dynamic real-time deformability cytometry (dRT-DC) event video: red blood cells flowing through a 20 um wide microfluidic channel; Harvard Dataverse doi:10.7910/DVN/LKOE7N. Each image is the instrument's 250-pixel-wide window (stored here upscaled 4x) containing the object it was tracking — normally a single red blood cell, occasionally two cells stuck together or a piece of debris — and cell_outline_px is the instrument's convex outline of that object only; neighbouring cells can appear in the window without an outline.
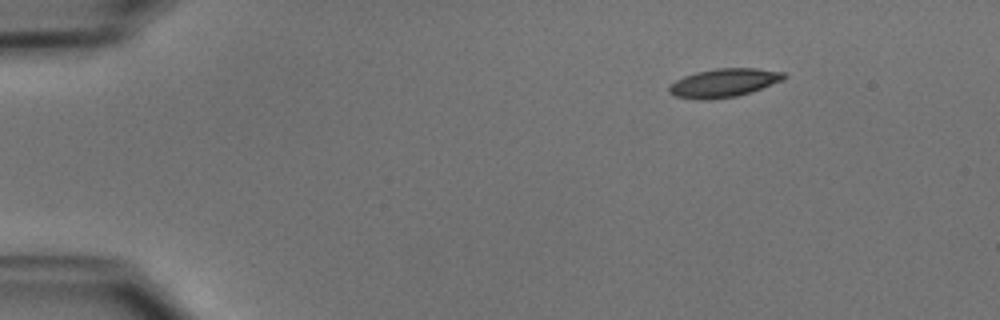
{"species": "common noctule bat (a hibernating species)", "species_latin": "Nyctalus noctula", "temperature_condition": "cold", "stored_images_in_passage": 33, "camera_frame_rate_fps": 3000, "um_per_image_px": 0.085, "animal": {"sex": "male", "body_mass_g": 15.6}, "frame": {"image": 1, "passage_image": 1, "time_ms": 0.0, "image_size_px": [1000, 320], "cell_outline_px": [[788, 76], [780, 80], [752, 92], [736, 96], [704, 100], [700, 100], [676, 96], [668, 92], [668, 88], [676, 80], [684, 76], [696, 72], [716, 68], [756, 68], [784, 72]], "centroid_in_image_um": [61.51, 7.04], "position_along_channel_um": 23.5, "area_um2": 18.9}}
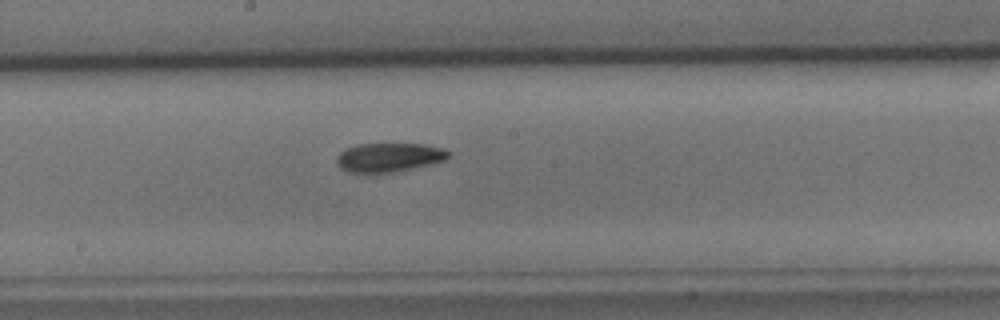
{"frame": {"image": 2, "passage_image": 22, "time_ms": 7.0, "image_size_px": [1000, 320], "cell_outline_px": [[452, 156], [444, 160], [432, 164], [392, 172], [368, 176], [348, 172], [340, 168], [336, 164], [336, 156], [344, 148], [356, 144], [428, 144], [444, 148], [452, 152]], "centroid_in_image_um": [33.03, 13.4], "position_along_channel_um": 215.2, "area_um2": 19.77}}
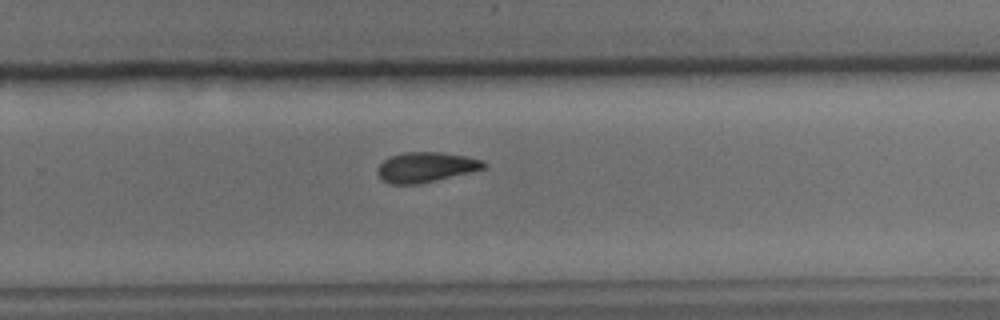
{"frame": {"image": 3, "passage_image": 28, "time_ms": 9.0, "image_size_px": [1000, 320], "cell_outline_px": [[488, 164], [484, 168], [472, 172], [420, 184], [392, 184], [384, 180], [376, 172], [376, 168], [384, 160], [392, 156], [404, 152], [440, 152], [464, 156], [484, 160]], "centroid_in_image_um": [36.22, 14.21], "position_along_channel_um": 293.6, "area_um2": 18.61}}